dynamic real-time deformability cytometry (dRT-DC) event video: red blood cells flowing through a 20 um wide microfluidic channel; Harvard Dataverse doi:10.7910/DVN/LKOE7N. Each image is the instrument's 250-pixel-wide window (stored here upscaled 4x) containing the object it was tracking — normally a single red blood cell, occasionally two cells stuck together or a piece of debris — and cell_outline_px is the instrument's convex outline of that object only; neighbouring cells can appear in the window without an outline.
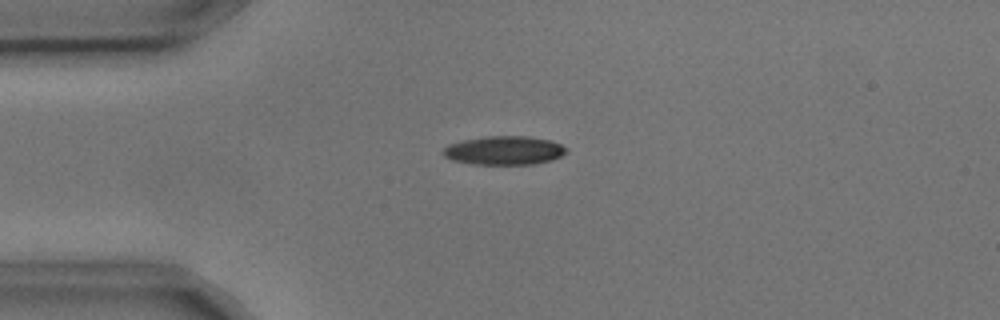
{"species": "common noctule bat (a hibernating species)", "species_latin": "Nyctalus noctula", "temperature_condition": "cold", "stored_images_in_passage": 4, "camera_frame_rate_fps": 3000, "um_per_image_px": 0.085, "animal": {"sex": "male", "body_mass_g": 17.9, "forearm_length_mm": 54.2}, "frame": {"image": 1, "passage_image": 1, "time_ms": 0.0, "image_size_px": [1000, 320], "cell_outline_px": [[568, 152], [552, 160], [536, 164], [476, 164], [452, 160], [444, 156], [440, 152], [448, 144], [464, 140], [484, 136], [528, 136], [548, 140], [560, 144], [568, 148]], "centroid_in_image_um": [42.85, 12.78], "position_along_channel_um": 42.1, "area_um2": 20.69}}
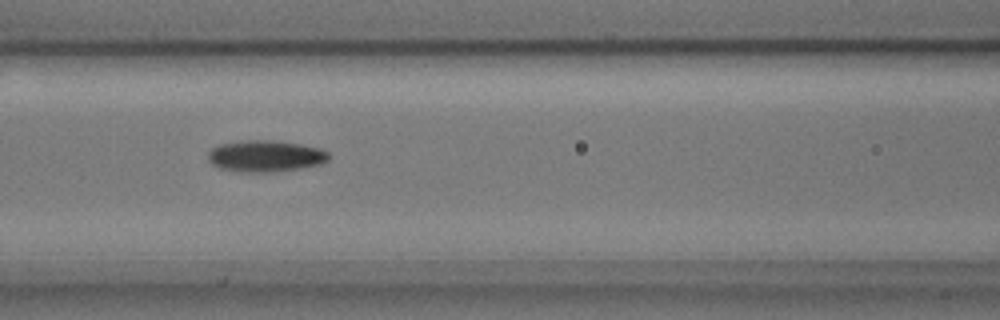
{"frame": {"image": 2, "passage_image": 4, "time_ms": 1.0, "image_size_px": [1000, 320], "cell_outline_px": [[328, 160], [320, 164], [300, 168], [272, 172], [236, 172], [220, 168], [212, 164], [208, 160], [208, 152], [212, 148], [220, 144], [244, 140], [272, 140], [300, 144], [320, 148], [328, 152]], "centroid_in_image_um": [22.53, 13.27], "position_along_channel_um": 144.1, "area_um2": 22.2}}